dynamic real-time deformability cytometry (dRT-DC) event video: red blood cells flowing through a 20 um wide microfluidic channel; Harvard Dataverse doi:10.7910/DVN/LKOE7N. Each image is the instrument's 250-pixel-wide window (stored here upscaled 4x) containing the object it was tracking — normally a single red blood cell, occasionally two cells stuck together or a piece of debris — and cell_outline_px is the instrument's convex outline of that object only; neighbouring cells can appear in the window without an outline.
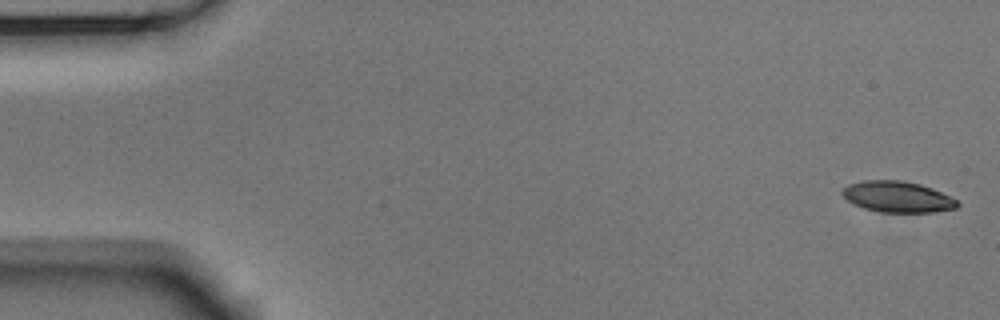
{"species": "Egyptian fruit bat (a non-hibernating species)", "species_latin": "Rousettus aegyptiacus", "temperature_condition": "room temperature", "stored_images_in_passage": 6, "camera_frame_rate_fps": 3000, "um_per_image_px": 0.085, "animal": {"sex": "male"}, "frame": {"image": 1, "passage_image": 1, "time_ms": 0.0, "image_size_px": [1000, 320], "cell_outline_px": [[960, 204], [956, 208], [932, 212], [880, 212], [864, 208], [848, 200], [840, 192], [848, 184], [864, 180], [900, 180], [920, 184], [932, 188], [956, 200]], "centroid_in_image_um": [76.28, 16.72], "position_along_channel_um": 8.7, "area_um2": 20.58}}